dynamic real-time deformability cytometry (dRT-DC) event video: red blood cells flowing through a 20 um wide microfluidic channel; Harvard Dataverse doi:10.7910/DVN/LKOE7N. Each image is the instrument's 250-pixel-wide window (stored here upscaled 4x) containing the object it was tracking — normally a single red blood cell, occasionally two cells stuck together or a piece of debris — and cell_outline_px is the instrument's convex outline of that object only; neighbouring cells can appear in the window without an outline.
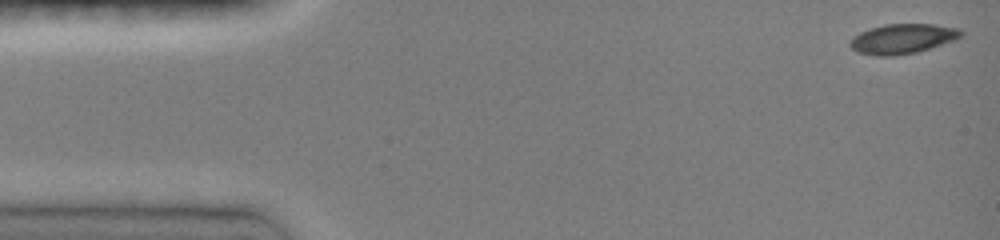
{"species": "common noctule bat (a hibernating species)", "species_latin": "Nyctalus noctula", "temperature_condition": "room temperature", "stored_images_in_passage": 24, "camera_frame_rate_fps": 3000, "um_per_image_px": 0.085, "animal": {"sex": "female", "body_mass_g": 19.0, "forearm_length_mm": 51.5}, "frame": {"image": 1, "passage_image": 1, "time_ms": 0.0, "image_size_px": [1000, 240], "cell_outline_px": [[964, 32], [960, 36], [952, 40], [916, 52], [892, 56], [876, 56], [856, 52], [848, 44], [852, 36], [860, 32], [884, 24], [932, 24], [960, 28]], "centroid_in_image_um": [76.66, 3.29], "position_along_channel_um": 8.3, "area_um2": 19.13}}
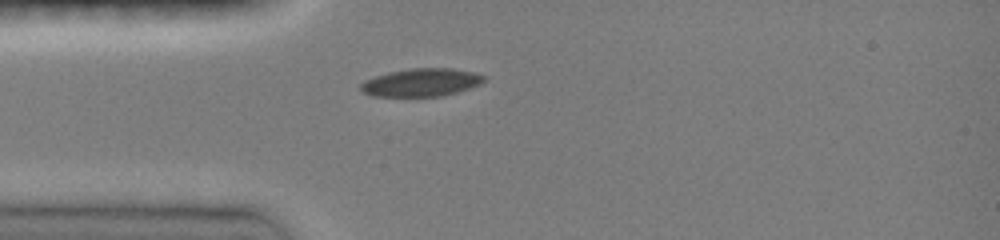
{"frame": {"image": 2, "passage_image": 16, "time_ms": 3.667, "image_size_px": [1000, 240], "cell_outline_px": [[488, 76], [480, 84], [456, 92], [440, 96], [372, 96], [364, 92], [360, 88], [360, 84], [364, 80], [388, 72], [412, 68], [452, 68], [476, 72]], "centroid_in_image_um": [35.83, 6.99], "position_along_channel_um": 49.2, "area_um2": 20.06}}